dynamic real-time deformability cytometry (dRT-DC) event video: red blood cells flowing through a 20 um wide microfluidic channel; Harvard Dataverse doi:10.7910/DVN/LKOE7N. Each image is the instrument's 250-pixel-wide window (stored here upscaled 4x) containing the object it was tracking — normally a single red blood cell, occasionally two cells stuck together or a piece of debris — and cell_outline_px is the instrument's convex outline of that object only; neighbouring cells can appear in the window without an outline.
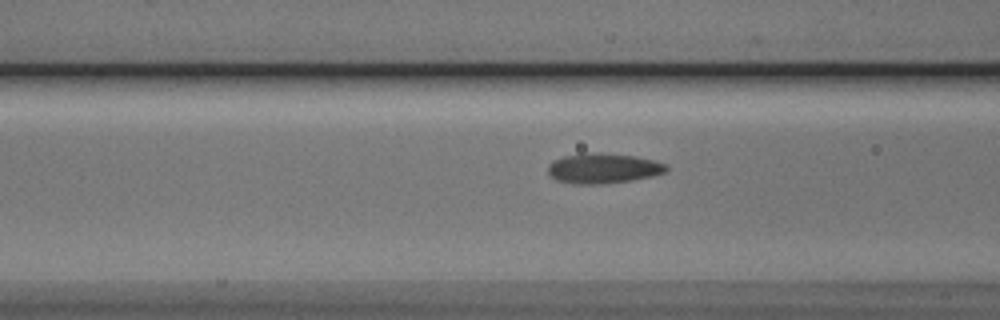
{"species": "Egyptian fruit bat (a non-hibernating species)", "species_latin": "Rousettus aegyptiacus", "temperature_condition": "cold", "stored_images_in_passage": 21, "camera_frame_rate_fps": 3000, "um_per_image_px": 0.085, "animal": {"sex": "male"}, "frame": {"image": 1, "passage_image": 19, "time_ms": 6.0, "image_size_px": [1000, 320], "cell_outline_px": [[668, 168], [664, 172], [652, 176], [632, 180], [600, 184], [576, 184], [556, 180], [548, 172], [548, 164], [552, 160], [564, 156], [584, 152], [596, 152], [636, 156], [668, 164]], "centroid_in_image_um": [51.25, 14.29], "position_along_channel_um": 115.3, "area_um2": 20.87}}